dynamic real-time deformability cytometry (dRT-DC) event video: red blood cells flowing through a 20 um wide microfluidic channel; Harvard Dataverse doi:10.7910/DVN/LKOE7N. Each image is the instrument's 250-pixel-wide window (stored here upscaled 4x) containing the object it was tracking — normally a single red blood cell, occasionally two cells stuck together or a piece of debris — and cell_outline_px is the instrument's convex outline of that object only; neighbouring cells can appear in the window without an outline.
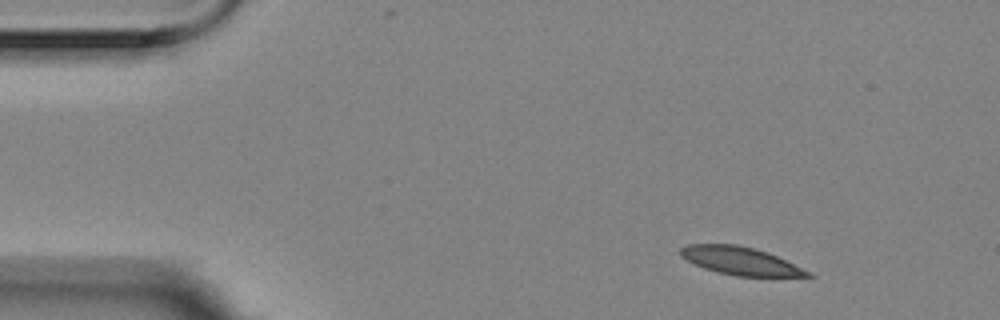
{"species": "Egyptian fruit bat (a non-hibernating species)", "species_latin": "Rousettus aegyptiacus", "temperature_condition": "room temperature", "stored_images_in_passage": 3, "camera_frame_rate_fps": 3000, "um_per_image_px": 0.085, "animal": {"sex": "female"}, "frame": {"image": 1, "passage_image": 1, "time_ms": 0.0, "image_size_px": [1000, 320], "cell_outline_px": [[816, 276], [736, 276], [716, 272], [704, 268], [680, 256], [680, 248], [688, 244], [736, 244], [768, 252], [812, 272]], "centroid_in_image_um": [62.94, 22.17], "position_along_channel_um": 22.1, "area_um2": 20.58}}
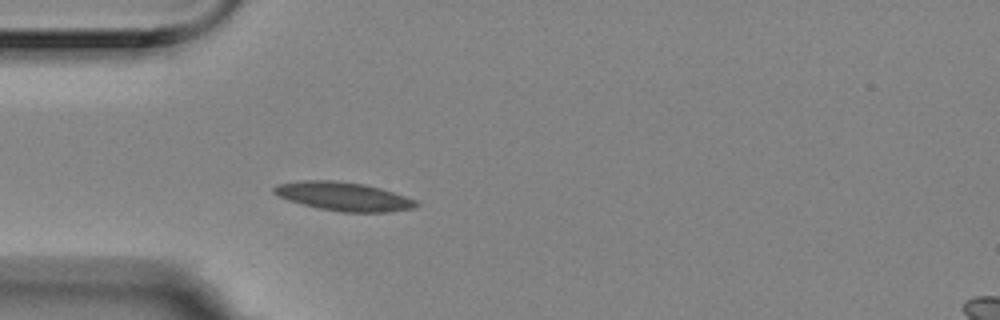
{"frame": {"image": 2, "passage_image": 3, "time_ms": 0.667, "image_size_px": [1000, 320], "cell_outline_px": [[420, 204], [416, 208], [388, 212], [340, 212], [316, 208], [288, 200], [276, 196], [272, 192], [272, 188], [276, 184], [300, 180], [332, 180], [364, 184], [380, 188], [416, 200]], "centroid_in_image_um": [29.16, 16.7], "position_along_channel_um": 55.8, "area_um2": 23.99}}